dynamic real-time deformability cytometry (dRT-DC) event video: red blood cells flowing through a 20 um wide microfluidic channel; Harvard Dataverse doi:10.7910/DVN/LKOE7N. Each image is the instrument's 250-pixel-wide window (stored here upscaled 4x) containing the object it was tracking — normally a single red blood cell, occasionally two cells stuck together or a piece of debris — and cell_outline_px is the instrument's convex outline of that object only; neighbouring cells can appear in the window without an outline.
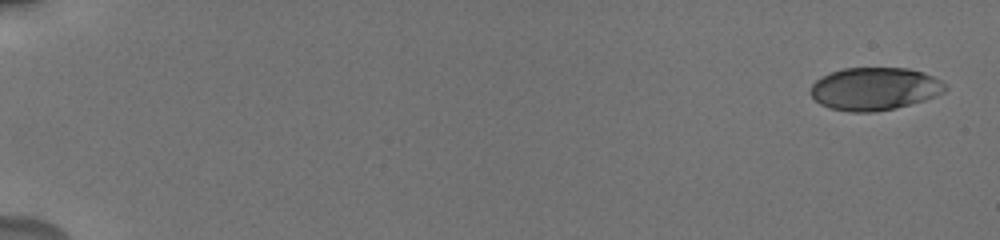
{"species": "human", "species_latin": "Homo sapiens", "temperature_condition": "cold", "stored_images_in_passage": 16, "camera_frame_rate_fps": 3000, "um_per_image_px": 0.085, "donor": {"sex": "male"}, "frame": {"image": 1, "passage_image": 1, "time_ms": 0.0, "image_size_px": [1000, 240], "cell_outline_px": [[948, 88], [944, 92], [936, 96], [924, 100], [896, 108], [872, 112], [852, 112], [828, 108], [820, 104], [808, 92], [812, 84], [816, 80], [832, 72], [844, 68], [908, 68], [924, 72], [940, 80]], "centroid_in_image_um": [74.34, 7.55], "position_along_channel_um": 10.7, "area_um2": 33.58}}
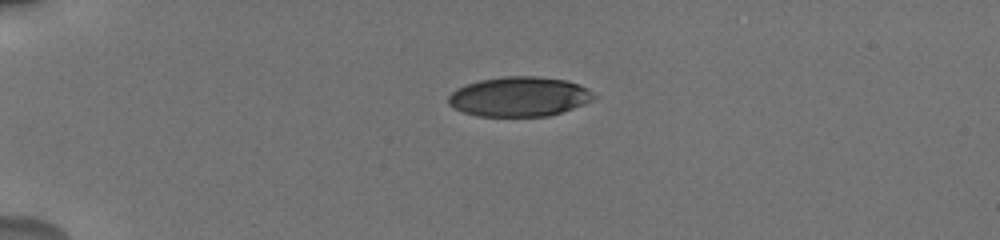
{"frame": {"image": 2, "passage_image": 7, "time_ms": 4.333, "image_size_px": [1000, 240], "cell_outline_px": [[600, 96], [584, 104], [548, 116], [476, 116], [464, 112], [448, 104], [448, 96], [456, 88], [464, 84], [480, 80], [504, 76], [536, 76], [568, 80], [580, 84]], "centroid_in_image_um": [44.16, 8.2], "position_along_channel_um": 40.8, "area_um2": 33.87}}
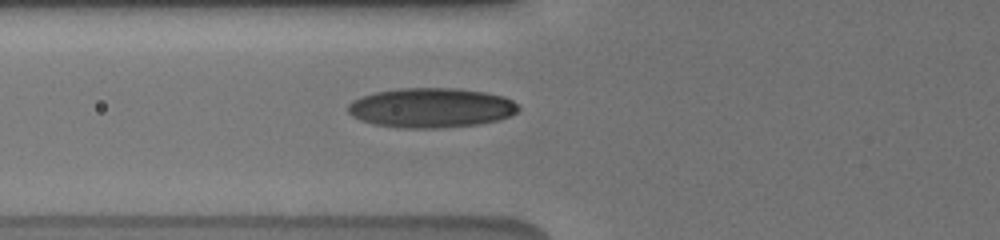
{"frame": {"image": 3, "passage_image": 16, "time_ms": 7.0, "image_size_px": [1000, 240], "cell_outline_px": [[520, 108], [516, 112], [500, 120], [480, 124], [440, 128], [400, 128], [372, 124], [360, 120], [352, 116], [348, 112], [348, 104], [352, 100], [360, 96], [376, 92], [400, 88], [452, 88], [484, 92], [504, 96], [520, 104]], "centroid_in_image_um": [36.64, 9.17], "position_along_channel_um": 89.2, "area_um2": 39.71}}